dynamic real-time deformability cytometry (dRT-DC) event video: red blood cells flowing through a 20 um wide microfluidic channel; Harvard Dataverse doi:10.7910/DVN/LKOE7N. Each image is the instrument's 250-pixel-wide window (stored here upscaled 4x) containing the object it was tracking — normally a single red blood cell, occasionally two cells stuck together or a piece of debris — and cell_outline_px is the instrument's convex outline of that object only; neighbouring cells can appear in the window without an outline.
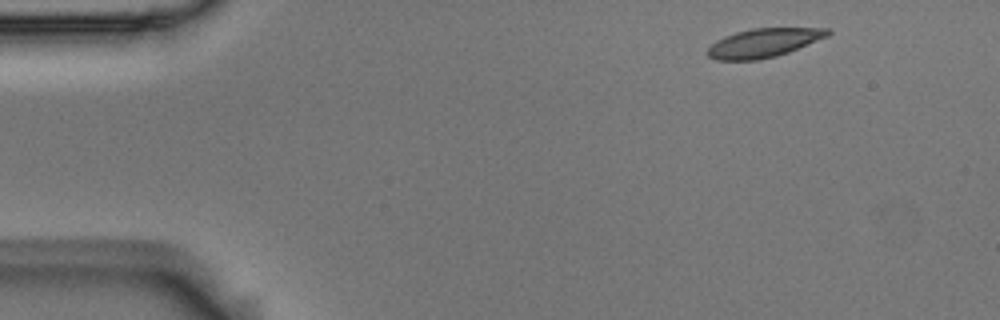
{"species": "Egyptian fruit bat (a non-hibernating species)", "species_latin": "Rousettus aegyptiacus", "temperature_condition": "room temperature", "stored_images_in_passage": 4, "camera_frame_rate_fps": 3000, "um_per_image_px": 0.085, "animal": {"sex": "male"}, "frame": {"image": 1, "passage_image": 1, "time_ms": 0.0, "image_size_px": [1000, 320], "cell_outline_px": [[832, 32], [828, 36], [788, 52], [776, 56], [760, 60], [716, 60], [708, 56], [704, 52], [716, 40], [724, 36], [736, 32], [752, 28], [828, 28]], "centroid_in_image_um": [64.88, 3.65], "position_along_channel_um": 20.1, "area_um2": 20.23}}
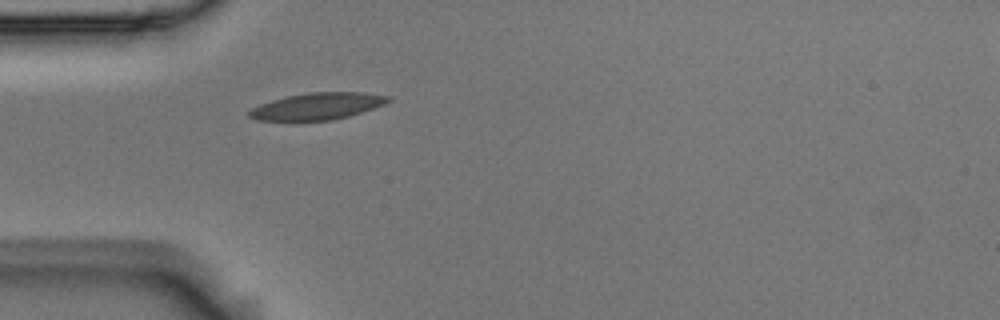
{"frame": {"image": 2, "passage_image": 4, "time_ms": 1.0, "image_size_px": [1000, 320], "cell_outline_px": [[392, 100], [384, 104], [348, 116], [332, 120], [296, 124], [256, 120], [248, 116], [248, 112], [252, 108], [260, 104], [284, 96], [308, 92], [364, 92], [392, 96]], "centroid_in_image_um": [26.89, 9.07], "position_along_channel_um": 58.1, "area_um2": 22.77}}